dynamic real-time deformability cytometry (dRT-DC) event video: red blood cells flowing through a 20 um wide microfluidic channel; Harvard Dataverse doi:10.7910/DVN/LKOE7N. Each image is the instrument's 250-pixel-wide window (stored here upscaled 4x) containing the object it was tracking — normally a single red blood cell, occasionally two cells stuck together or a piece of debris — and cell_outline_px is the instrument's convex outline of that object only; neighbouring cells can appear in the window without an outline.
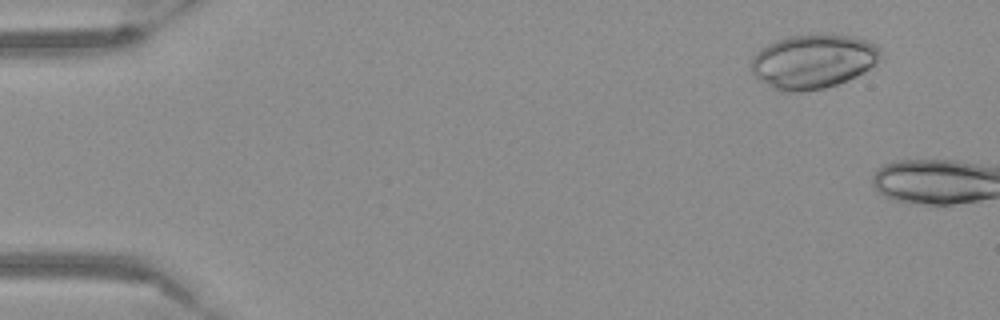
{"species": "Egyptian fruit bat (a non-hibernating species)", "species_latin": "Rousettus aegyptiacus", "temperature_condition": "warm", "stored_images_in_passage": 8, "camera_frame_rate_fps": 3000, "um_per_image_px": 0.085, "frame": {"image": 1, "passage_image": 5, "time_ms": 1.333, "image_size_px": [1000, 320], "cell_outline_px": [[880, 56], [876, 64], [864, 72], [848, 80], [824, 88], [800, 92], [792, 92], [776, 88], [760, 80], [752, 72], [752, 56], [760, 48], [776, 40], [792, 36], [852, 36], [868, 40], [880, 48]], "centroid_in_image_um": [69.13, 5.23], "position_along_channel_um": 15.9, "area_um2": 40.11}}